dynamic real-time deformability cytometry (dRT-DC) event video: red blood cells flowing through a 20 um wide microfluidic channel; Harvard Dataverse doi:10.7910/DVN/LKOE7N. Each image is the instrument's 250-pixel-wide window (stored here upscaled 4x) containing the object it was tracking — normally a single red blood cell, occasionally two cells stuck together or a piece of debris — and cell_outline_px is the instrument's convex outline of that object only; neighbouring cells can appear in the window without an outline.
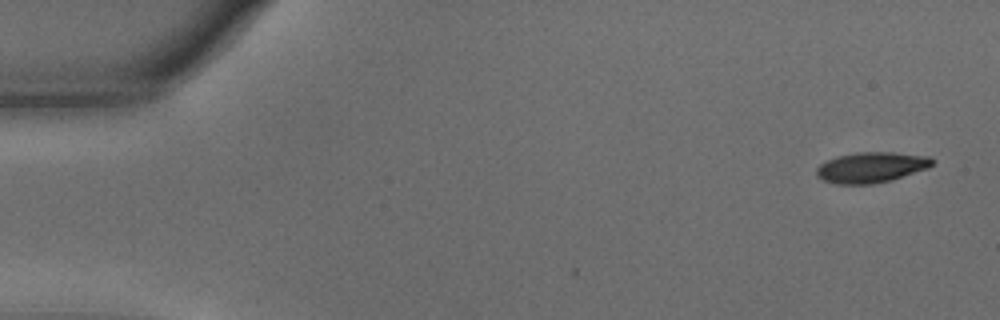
{"species": "common noctule bat (a hibernating species)", "species_latin": "Nyctalus noctula", "temperature_condition": "warm", "stored_images_in_passage": 3, "camera_frame_rate_fps": 3000, "um_per_image_px": 0.085, "animal": {"sex": "male", "body_mass_g": 15.6}, "frame": {"image": 1, "passage_image": 1, "time_ms": 0.0, "image_size_px": [1000, 320], "cell_outline_px": [[936, 160], [928, 168], [892, 180], [872, 184], [836, 184], [824, 180], [816, 176], [816, 168], [820, 164], [836, 156], [856, 152], [892, 152], [928, 156]], "centroid_in_image_um": [74.05, 14.22], "position_along_channel_um": 10.9, "area_um2": 20.69}}